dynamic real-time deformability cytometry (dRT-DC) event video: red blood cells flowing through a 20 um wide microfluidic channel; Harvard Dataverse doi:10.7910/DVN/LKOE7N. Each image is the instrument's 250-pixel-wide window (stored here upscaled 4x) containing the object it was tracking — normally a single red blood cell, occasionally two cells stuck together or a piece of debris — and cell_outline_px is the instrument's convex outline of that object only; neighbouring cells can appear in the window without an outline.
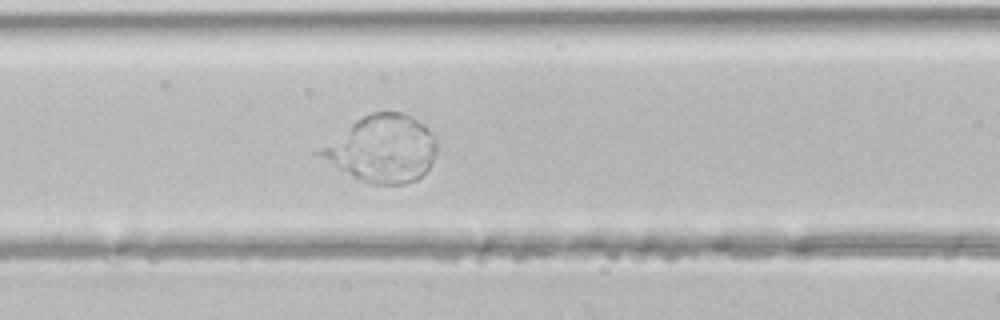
{"species": "common noctule bat (a hibernating species)", "species_latin": "Nyctalus noctula", "temperature_condition": "room temperature", "stored_images_in_passage": 47, "camera_frame_rate_fps": 3000, "um_per_image_px": 0.085, "animal": {"sex": "male", "body_mass_g": 21.5, "forearm_length_mm": 52.0}, "frame": {"image": 1, "passage_image": 20, "time_ms": 6.333, "image_size_px": [1000, 320], "cell_outline_px": [[436, 148], [432, 160], [428, 168], [416, 180], [404, 184], [372, 184], [360, 180], [312, 152], [356, 120], [372, 112], [400, 112], [424, 124], [432, 136], [436, 144]], "centroid_in_image_um": [32.44, 12.65], "position_along_channel_um": 134.2, "area_um2": 44.62}}
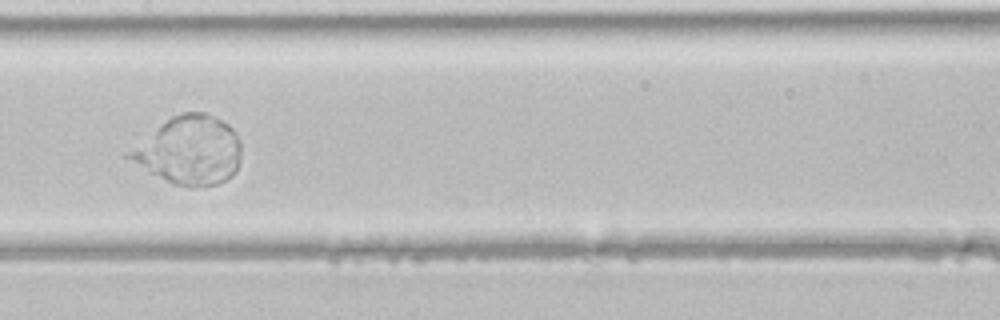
{"frame": {"image": 2, "passage_image": 24, "time_ms": 7.667, "image_size_px": [1000, 320], "cell_outline_px": [[240, 160], [232, 176], [216, 184], [176, 184], [120, 156], [160, 124], [172, 116], [184, 112], [204, 112], [228, 124], [232, 128], [240, 140]], "centroid_in_image_um": [16.06, 12.73], "position_along_channel_um": 191.3, "area_um2": 43.7}}
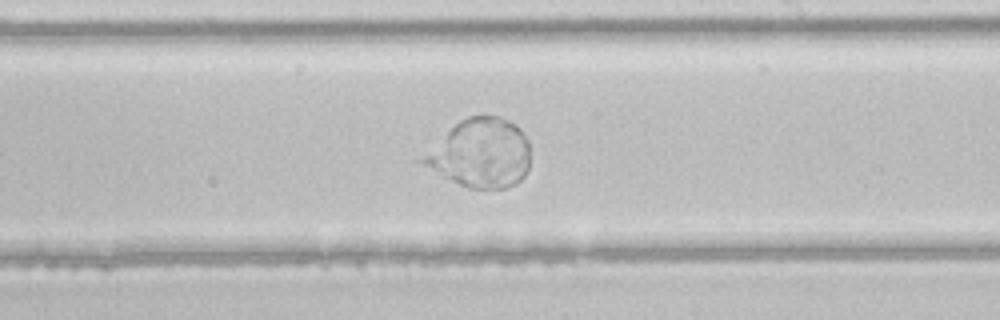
{"frame": {"image": 3, "passage_image": 28, "time_ms": 9.0, "image_size_px": [1000, 320], "cell_outline_px": [[528, 168], [524, 176], [516, 184], [504, 188], [468, 188], [412, 160], [460, 120], [468, 116], [500, 116], [516, 124], [520, 128], [528, 140]], "centroid_in_image_um": [40.77, 13.01], "position_along_channel_um": 248.2, "area_um2": 43.35}}